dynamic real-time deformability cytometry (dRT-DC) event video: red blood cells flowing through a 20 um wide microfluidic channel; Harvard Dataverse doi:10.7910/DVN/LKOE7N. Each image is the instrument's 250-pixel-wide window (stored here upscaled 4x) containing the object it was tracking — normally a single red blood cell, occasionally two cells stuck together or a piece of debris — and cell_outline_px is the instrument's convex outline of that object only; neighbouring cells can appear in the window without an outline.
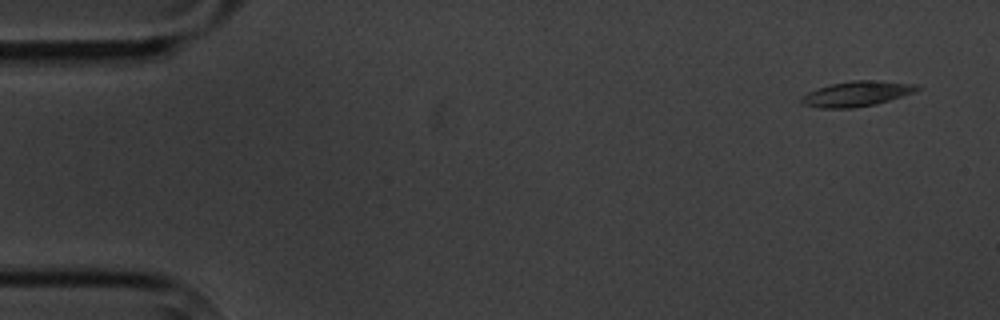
{"species": "common noctule bat (a hibernating species)", "species_latin": "Nyctalus noctula", "temperature_condition": "cold", "stored_images_in_passage": 4, "camera_frame_rate_fps": 3000, "um_per_image_px": 0.085, "animal": {"sex": "male", "body_mass_g": 20.1, "forearm_length_mm": 53.5}, "frame": {"image": 1, "passage_image": 1, "time_ms": 0.0, "image_size_px": [1000, 320], "cell_outline_px": [[920, 88], [916, 92], [876, 104], [852, 108], [820, 108], [804, 104], [800, 100], [800, 96], [808, 92], [832, 84], [852, 80], [872, 80], [920, 84]], "centroid_in_image_um": [72.86, 7.97], "position_along_channel_um": 12.1, "area_um2": 16.94}}